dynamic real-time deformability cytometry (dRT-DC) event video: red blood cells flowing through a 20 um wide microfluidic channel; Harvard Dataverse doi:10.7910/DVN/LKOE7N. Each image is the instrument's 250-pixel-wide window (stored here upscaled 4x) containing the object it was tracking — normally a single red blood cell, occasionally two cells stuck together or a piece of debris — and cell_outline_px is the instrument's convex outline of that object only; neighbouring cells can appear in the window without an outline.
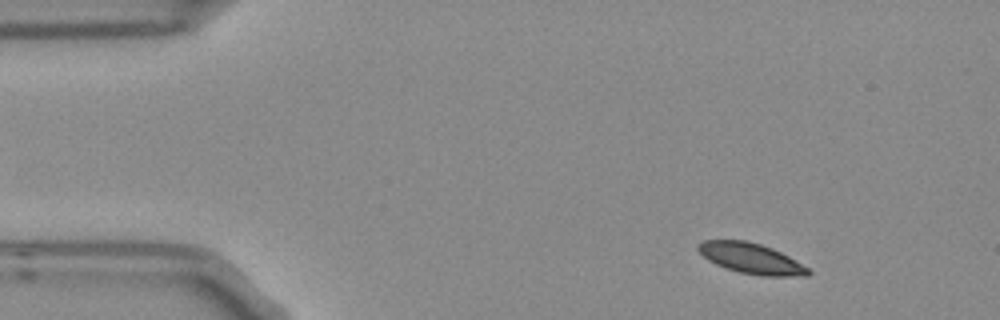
{"species": "Egyptian fruit bat (a non-hibernating species)", "species_latin": "Rousettus aegyptiacus", "temperature_condition": "room temperature", "stored_images_in_passage": 11, "camera_frame_rate_fps": 3000, "um_per_image_px": 0.085, "frame": {"image": 1, "passage_image": 1, "time_ms": 0.0, "image_size_px": [1000, 320], "cell_outline_px": [[812, 272], [808, 276], [760, 276], [740, 272], [724, 268], [708, 260], [696, 248], [696, 244], [704, 240], [744, 240], [760, 244], [772, 248], [788, 256], [808, 268]], "centroid_in_image_um": [63.83, 21.97], "position_along_channel_um": 21.2, "area_um2": 19.54}}
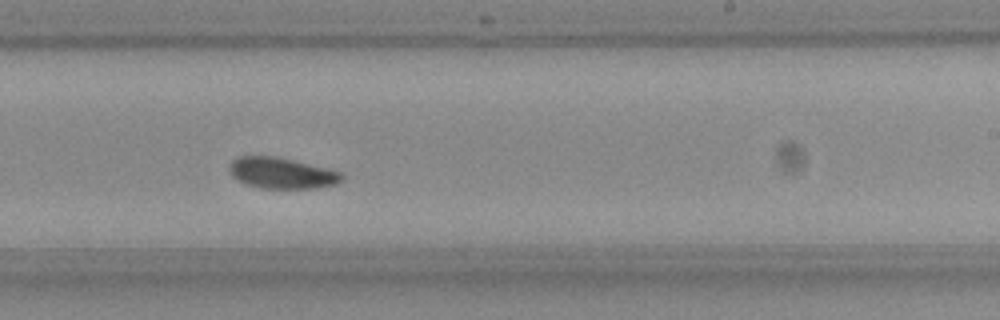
{"frame": {"image": 2, "passage_image": 8, "time_ms": 2.333, "image_size_px": [1000, 320], "cell_outline_px": [[344, 180], [336, 184], [316, 188], [264, 188], [244, 184], [236, 180], [232, 176], [228, 168], [232, 160], [240, 156], [276, 156], [328, 168], [340, 172], [344, 176]], "centroid_in_image_um": [23.94, 14.71], "position_along_channel_um": 265.1, "area_um2": 20.46}}
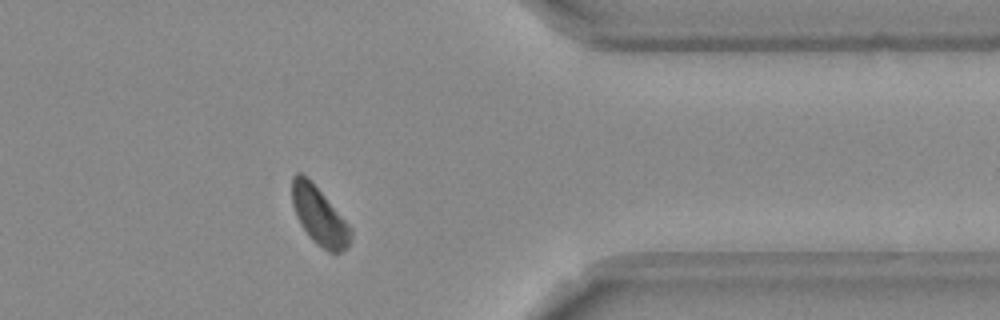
{"frame": {"image": 3, "passage_image": 11, "time_ms": 3.333, "image_size_px": [1000, 320], "cell_outline_px": [[352, 236], [348, 244], [340, 252], [328, 252], [316, 244], [308, 236], [300, 224], [296, 216], [292, 204], [292, 176], [296, 172], [300, 172], [320, 192], [352, 228]], "centroid_in_image_um": [27.11, 18.39], "position_along_channel_um": 384.3, "area_um2": 19.36}}